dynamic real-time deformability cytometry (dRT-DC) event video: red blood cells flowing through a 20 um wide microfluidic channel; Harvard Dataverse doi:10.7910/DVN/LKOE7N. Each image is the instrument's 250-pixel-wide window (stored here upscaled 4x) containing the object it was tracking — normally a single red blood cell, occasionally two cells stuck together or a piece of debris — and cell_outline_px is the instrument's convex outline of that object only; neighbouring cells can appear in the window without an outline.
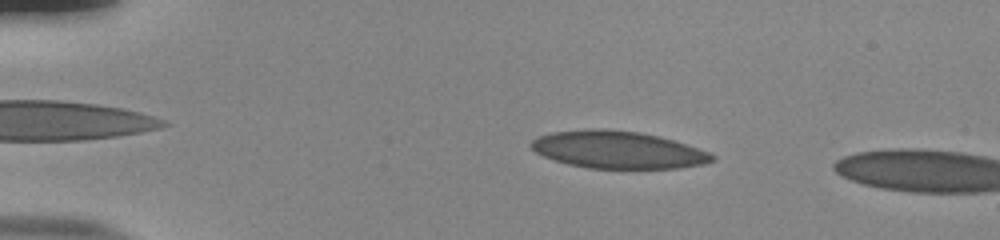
{"species": "human", "species_latin": "Homo sapiens", "temperature_condition": "room temperature", "stored_images_in_passage": 12, "camera_frame_rate_fps": 3000, "um_per_image_px": 0.085, "donor": {"sex": "male"}, "frame": {"image": 1, "passage_image": 9, "time_ms": 2.667, "image_size_px": [1000, 240], "cell_outline_px": [[716, 160], [704, 164], [676, 168], [588, 168], [568, 164], [544, 156], [536, 152], [528, 144], [532, 140], [540, 136], [552, 132], [640, 132], [660, 136], [708, 152], [716, 156]], "centroid_in_image_um": [52.58, 12.78], "position_along_channel_um": 32.4, "area_um2": 37.8}}